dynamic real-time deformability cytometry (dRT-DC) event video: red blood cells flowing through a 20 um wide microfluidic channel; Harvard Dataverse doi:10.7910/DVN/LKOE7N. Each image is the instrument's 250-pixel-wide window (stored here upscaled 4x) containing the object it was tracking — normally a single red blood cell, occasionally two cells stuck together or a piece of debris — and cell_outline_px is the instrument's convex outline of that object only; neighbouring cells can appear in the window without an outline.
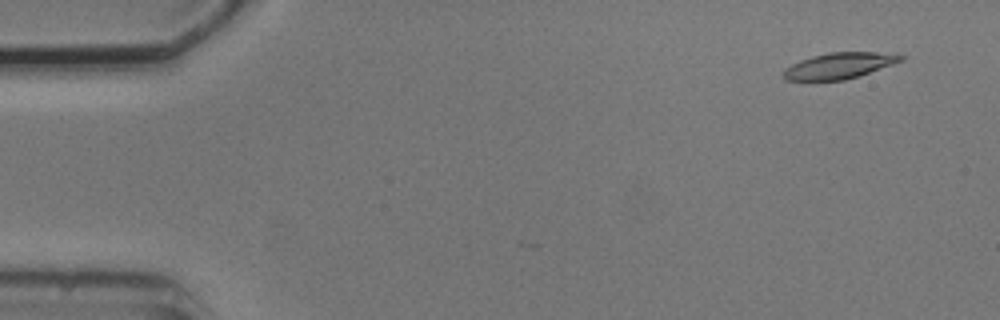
{"species": "common noctule bat (a hibernating species)", "species_latin": "Nyctalus noctula", "temperature_condition": "cold", "stored_images_in_passage": 5, "camera_frame_rate_fps": 3000, "um_per_image_px": 0.085, "animal": {"sex": "male", "body_mass_g": 20.5, "forearm_length_mm": 52.5}, "frame": {"image": 1, "passage_image": 2, "time_ms": 1.0, "image_size_px": [1000, 320], "cell_outline_px": [[908, 56], [904, 60], [860, 76], [844, 80], [784, 80], [780, 76], [780, 72], [784, 68], [800, 60], [812, 56], [828, 52], [896, 52]], "centroid_in_image_um": [71.37, 5.57], "position_along_channel_um": 13.6, "area_um2": 18.32}}
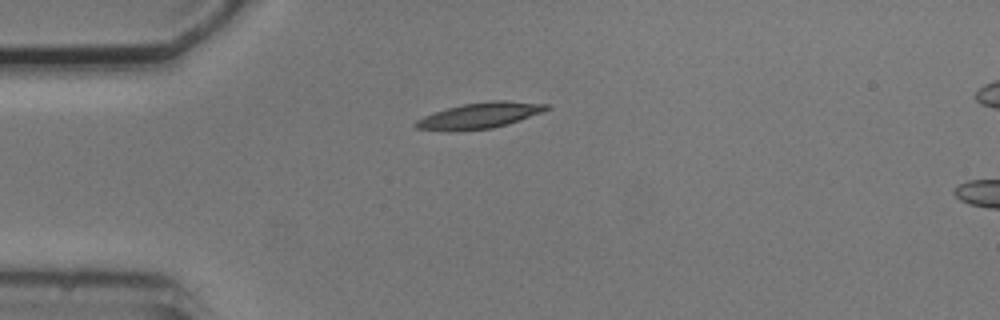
{"frame": {"image": 2, "passage_image": 4, "time_ms": 4.333, "image_size_px": [1000, 320], "cell_outline_px": [[552, 108], [544, 112], [508, 124], [492, 128], [448, 132], [416, 128], [412, 124], [416, 120], [424, 116], [448, 108], [464, 104], [492, 100], [504, 100], [548, 104]], "centroid_in_image_um": [40.79, 9.83], "position_along_channel_um": 44.2, "area_um2": 19.83}}